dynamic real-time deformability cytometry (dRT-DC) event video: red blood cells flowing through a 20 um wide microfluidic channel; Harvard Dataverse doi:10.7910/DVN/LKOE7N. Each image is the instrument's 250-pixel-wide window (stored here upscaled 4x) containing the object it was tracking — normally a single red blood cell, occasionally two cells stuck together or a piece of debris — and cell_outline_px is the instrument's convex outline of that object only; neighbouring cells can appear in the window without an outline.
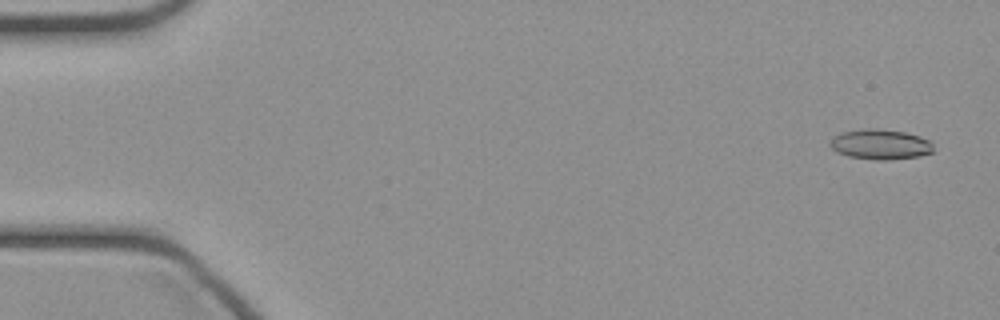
{"species": "common noctule bat (a hibernating species)", "species_latin": "Nyctalus noctula", "temperature_condition": "cold", "stored_images_in_passage": 48, "camera_frame_rate_fps": 3000, "um_per_image_px": 0.085, "animal": {"sex": "female", "body_mass_g": 21.9}, "frame": {"image": 1, "passage_image": 2, "time_ms": 0.333, "image_size_px": [1000, 320], "cell_outline_px": [[932, 152], [920, 156], [884, 160], [876, 160], [848, 156], [836, 152], [828, 144], [836, 136], [844, 132], [868, 128], [876, 128], [904, 132], [920, 136], [928, 140], [932, 144]], "centroid_in_image_um": [74.83, 12.28], "position_along_channel_um": 10.2, "area_um2": 17.92}}
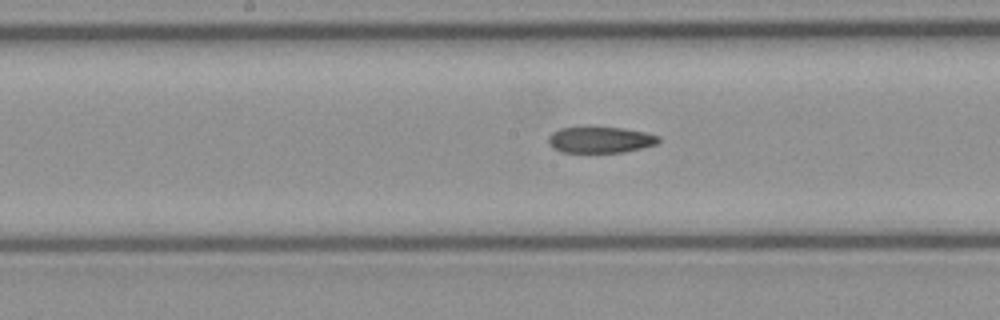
{"frame": {"image": 2, "passage_image": 24, "time_ms": 7.667, "image_size_px": [1000, 320], "cell_outline_px": [[660, 140], [656, 144], [624, 152], [560, 152], [552, 148], [548, 144], [548, 136], [552, 132], [560, 128], [624, 128], [644, 132], [660, 136]], "centroid_in_image_um": [51.0, 11.89], "position_along_channel_um": 197.2, "area_um2": 16.65}}
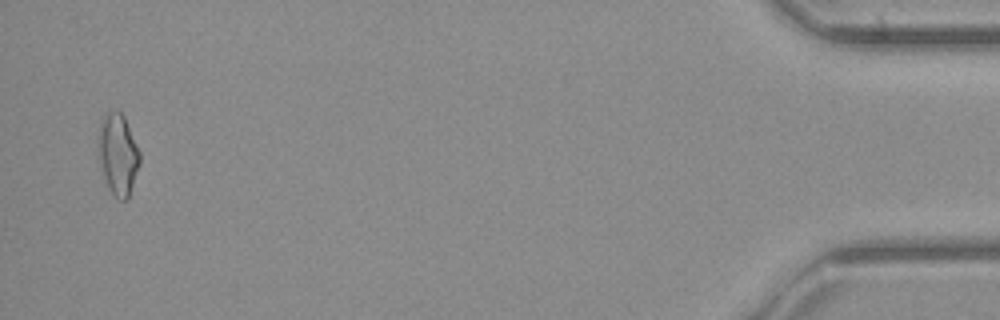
{"frame": {"image": 3, "passage_image": 46, "time_ms": 15.0, "image_size_px": [1000, 320], "cell_outline_px": [[140, 164], [128, 200], [120, 200], [108, 188], [100, 168], [96, 156], [96, 136], [100, 120], [104, 112], [120, 112], [124, 116], [140, 152]], "centroid_in_image_um": [9.97, 13.1], "position_along_channel_um": 425.2, "area_um2": 20.35}}